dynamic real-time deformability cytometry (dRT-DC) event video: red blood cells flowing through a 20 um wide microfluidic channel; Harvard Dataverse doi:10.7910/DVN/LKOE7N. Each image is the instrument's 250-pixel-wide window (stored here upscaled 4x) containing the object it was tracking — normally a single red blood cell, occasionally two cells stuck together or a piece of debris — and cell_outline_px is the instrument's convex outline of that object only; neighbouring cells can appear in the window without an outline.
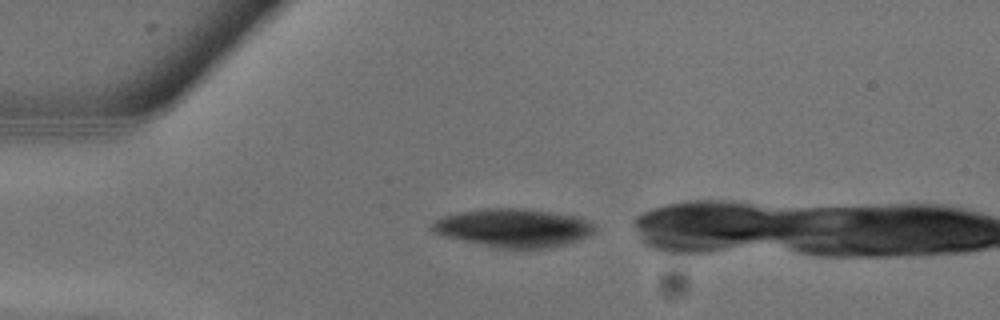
{"species": "common noctule bat (a hibernating species)", "species_latin": "Nyctalus noctula", "temperature_condition": "warm", "stored_images_in_passage": 5, "camera_frame_rate_fps": 3000, "um_per_image_px": 0.085, "animal": {"sex": "male", "body_mass_g": 13.3}, "frame": {"image": 1, "passage_image": 1, "time_ms": 0.0, "image_size_px": [1000, 320], "cell_outline_px": [[596, 232], [580, 240], [548, 248], [496, 248], [444, 236], [432, 232], [428, 228], [436, 220], [444, 216], [460, 212], [484, 208], [516, 208], [552, 212], [580, 216], [596, 224]], "centroid_in_image_um": [43.69, 19.37], "position_along_channel_um": 41.3, "area_um2": 36.59}}